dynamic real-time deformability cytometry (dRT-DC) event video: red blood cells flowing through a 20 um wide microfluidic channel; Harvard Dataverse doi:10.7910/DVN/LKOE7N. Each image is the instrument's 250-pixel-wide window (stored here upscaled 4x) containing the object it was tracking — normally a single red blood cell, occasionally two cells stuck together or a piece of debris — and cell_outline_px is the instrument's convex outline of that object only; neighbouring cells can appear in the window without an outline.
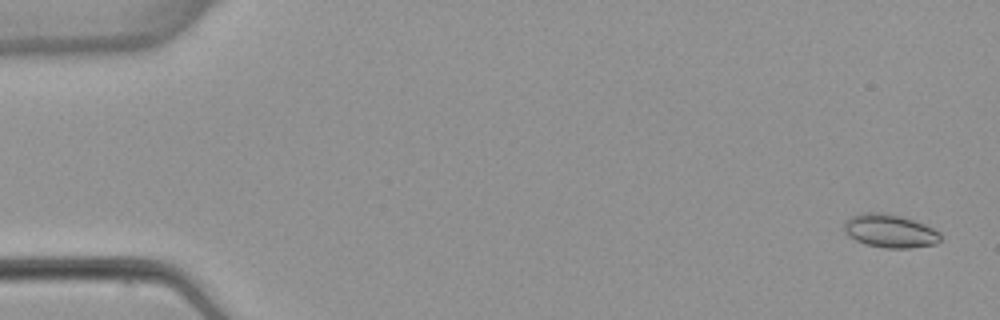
{"species": "common noctule bat (a hibernating species)", "species_latin": "Nyctalus noctula", "temperature_condition": "warm", "stored_images_in_passage": 5, "camera_frame_rate_fps": 3000, "um_per_image_px": 0.085, "animal": {"sex": "female", "body_mass_g": 22.7, "forearm_length_mm": 54.2}, "frame": {"image": 1, "passage_image": 1, "time_ms": 0.0, "image_size_px": [1000, 320], "cell_outline_px": [[940, 240], [936, 244], [912, 248], [884, 248], [864, 244], [848, 236], [844, 232], [844, 224], [852, 216], [860, 212], [876, 212], [900, 216], [924, 224], [940, 232]], "centroid_in_image_um": [75.63, 19.65], "position_along_channel_um": 9.4, "area_um2": 18.67}}
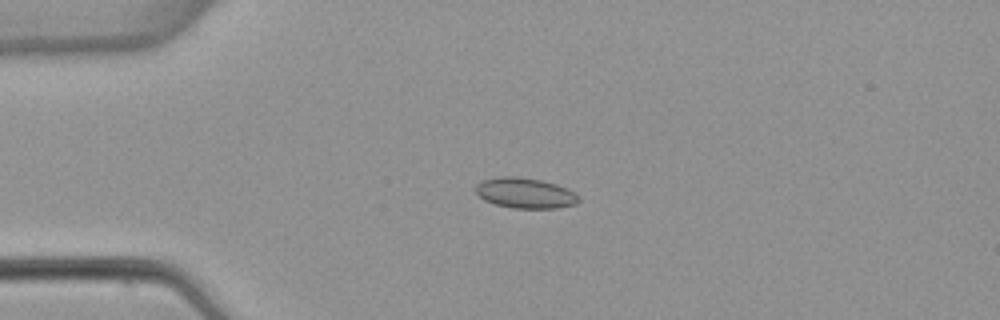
{"frame": {"image": 2, "passage_image": 4, "time_ms": 3.667, "image_size_px": [1000, 320], "cell_outline_px": [[580, 200], [576, 204], [556, 208], [512, 208], [496, 204], [484, 200], [476, 192], [476, 184], [484, 180], [500, 176], [516, 176], [540, 180], [556, 184], [568, 188], [576, 192], [580, 196]], "centroid_in_image_um": [44.68, 16.41], "position_along_channel_um": 40.3, "area_um2": 18.32}}